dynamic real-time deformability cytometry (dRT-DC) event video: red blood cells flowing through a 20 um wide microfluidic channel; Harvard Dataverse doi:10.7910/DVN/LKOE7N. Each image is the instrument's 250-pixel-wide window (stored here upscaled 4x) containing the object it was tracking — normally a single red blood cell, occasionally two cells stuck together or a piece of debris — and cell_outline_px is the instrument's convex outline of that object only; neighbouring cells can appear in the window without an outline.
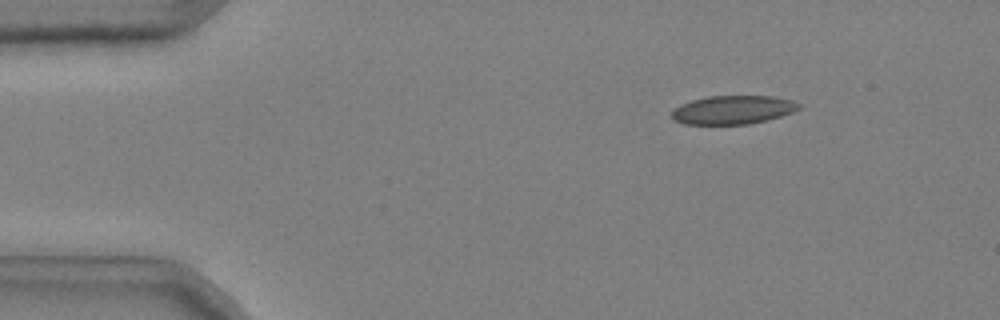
{"species": "common noctule bat (a hibernating species)", "species_latin": "Nyctalus noctula", "temperature_condition": "cold", "stored_images_in_passage": 42, "camera_frame_rate_fps": 3000, "um_per_image_px": 0.085, "animal": {"sex": "male", "body_mass_g": 20.4}, "frame": {"image": 1, "passage_image": 1, "time_ms": 0.0, "image_size_px": [1000, 320], "cell_outline_px": [[804, 104], [800, 108], [792, 112], [780, 116], [748, 124], [684, 124], [672, 120], [672, 112], [680, 104], [692, 100], [708, 96], [772, 96], [792, 100]], "centroid_in_image_um": [62.31, 9.33], "position_along_channel_um": 22.7, "area_um2": 21.15}}
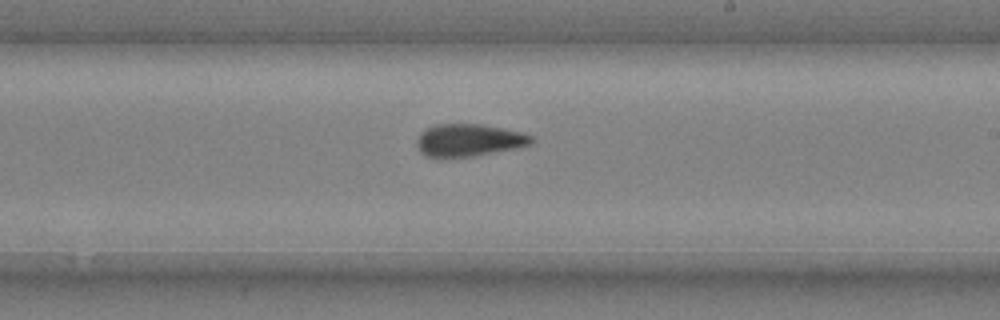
{"frame": {"image": 2, "passage_image": 25, "time_ms": 8.0, "image_size_px": [1000, 320], "cell_outline_px": [[536, 140], [532, 144], [516, 148], [472, 156], [428, 156], [420, 152], [416, 144], [416, 140], [420, 132], [436, 124], [480, 124], [520, 132], [532, 136]], "centroid_in_image_um": [39.86, 11.9], "position_along_channel_um": 249.1, "area_um2": 21.33}}
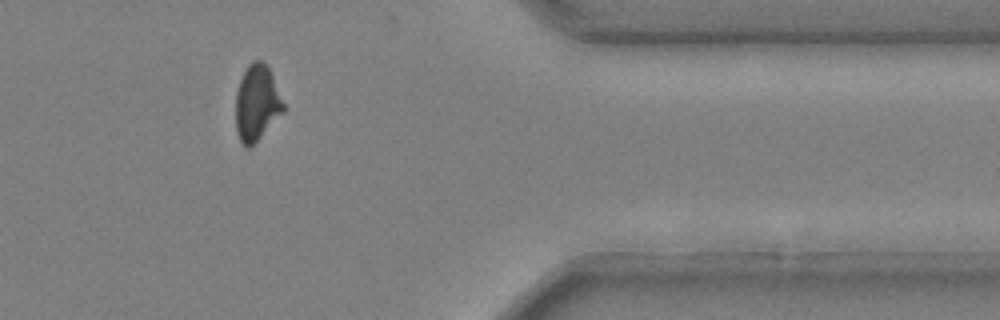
{"frame": {"image": 3, "passage_image": 38, "time_ms": 12.333, "image_size_px": [1000, 320], "cell_outline_px": [[284, 112], [248, 148], [244, 148], [236, 132], [236, 92], [240, 80], [248, 64], [252, 60], [264, 60], [272, 76], [284, 104]], "centroid_in_image_um": [21.81, 8.73], "position_along_channel_um": 389.6, "area_um2": 20.81}, "authors_computed_cell_mechanics": {"area_um2": 21.7906, "velocity_mm_per_s": 3.7115, "shape_relaxation_time_tau1_ms": null, "shape_relaxation_time_tau2_ms": 2.5814, "deformation_change_tau1": null, "deformation_change_tau2": 0.089}}